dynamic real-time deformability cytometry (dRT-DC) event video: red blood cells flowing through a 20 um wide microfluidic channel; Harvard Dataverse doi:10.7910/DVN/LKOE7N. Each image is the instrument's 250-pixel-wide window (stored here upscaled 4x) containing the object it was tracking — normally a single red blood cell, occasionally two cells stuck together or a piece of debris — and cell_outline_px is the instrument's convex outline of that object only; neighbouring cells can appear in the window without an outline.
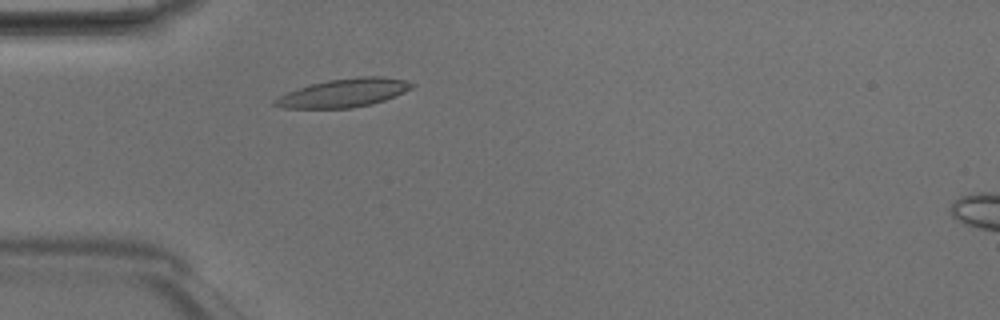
{"species": "Egyptian fruit bat (a non-hibernating species)", "species_latin": "Rousettus aegyptiacus", "temperature_condition": "room temperature", "stored_images_in_passage": 43, "camera_frame_rate_fps": 3000, "um_per_image_px": 0.085, "animal": {"sex": "male"}, "frame": {"image": 1, "passage_image": 9, "time_ms": 2.667, "image_size_px": [1000, 320], "cell_outline_px": [[416, 84], [412, 88], [404, 92], [384, 100], [372, 104], [352, 108], [280, 108], [272, 104], [272, 100], [288, 92], [312, 84], [328, 80], [364, 76], [384, 76], [404, 80]], "centroid_in_image_um": [29.23, 7.9], "position_along_channel_um": 55.8, "area_um2": 22.54}}
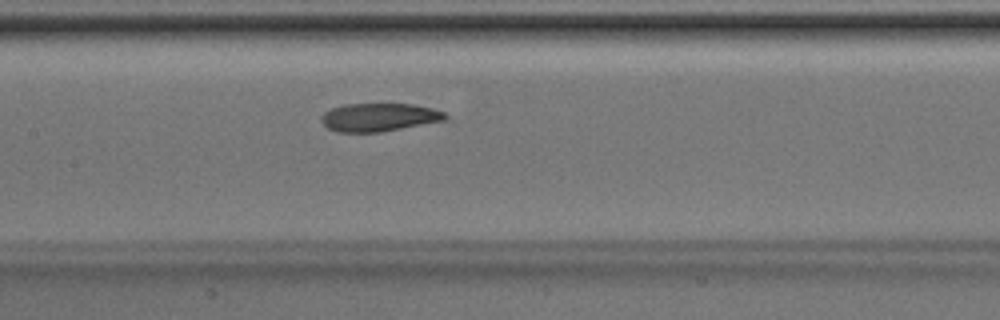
{"frame": {"image": 2, "passage_image": 18, "time_ms": 5.667, "image_size_px": [1000, 320], "cell_outline_px": [[448, 116], [444, 120], [380, 132], [336, 132], [328, 128], [320, 120], [320, 116], [324, 112], [332, 108], [344, 104], [412, 104], [432, 108], [444, 112]], "centroid_in_image_um": [32.18, 9.96], "position_along_channel_um": 175.2, "area_um2": 20.23}}
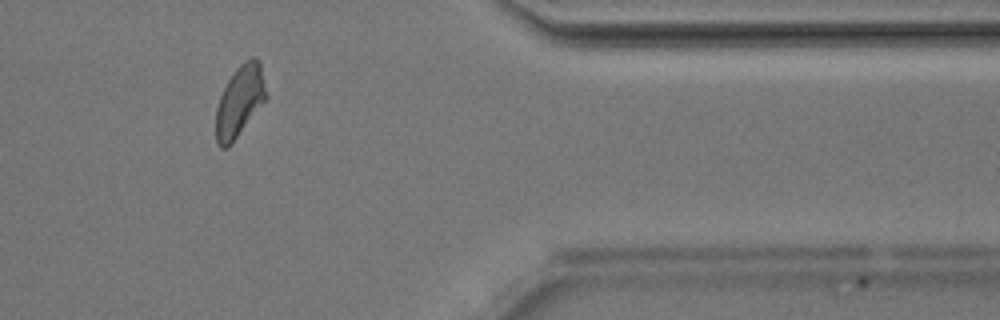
{"frame": {"image": 3, "passage_image": 35, "time_ms": 11.333, "image_size_px": [1000, 320], "cell_outline_px": [[268, 96], [228, 148], [220, 148], [216, 144], [216, 108], [220, 96], [228, 80], [236, 68], [240, 64], [252, 56], [256, 56], [260, 60]], "centroid_in_image_um": [20.38, 8.57], "position_along_channel_um": 391.0, "area_um2": 20.81}, "authors_computed_cell_mechanics": {"area_um2": 21.0392, "velocity_mm_per_s": 4.1932, "shape_relaxation_time_tau1_ms": 5.1737, "shape_relaxation_time_tau2_ms": 3.8593, "deformation_change_tau1": 0.1435, "deformation_change_tau2": 0.1149}}